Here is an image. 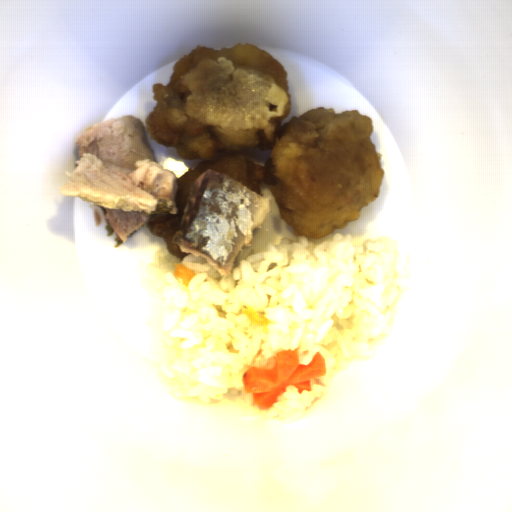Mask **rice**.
<instances>
[{
	"label": "rice",
	"mask_w": 512,
	"mask_h": 512,
	"mask_svg": "<svg viewBox=\"0 0 512 512\" xmlns=\"http://www.w3.org/2000/svg\"><path fill=\"white\" fill-rule=\"evenodd\" d=\"M241 249L228 276L204 256L179 259L167 247L147 264L159 297L158 374L183 399L204 404L240 396L262 417L305 414L342 367L384 337L399 294L402 249L334 231L262 253ZM176 262L196 273L188 287L174 279ZM293 349L304 365L321 352L327 372L312 379L311 392L288 386L261 409L244 391V372L271 369L275 354Z\"/></svg>",
	"instance_id": "1"
}]
</instances>
